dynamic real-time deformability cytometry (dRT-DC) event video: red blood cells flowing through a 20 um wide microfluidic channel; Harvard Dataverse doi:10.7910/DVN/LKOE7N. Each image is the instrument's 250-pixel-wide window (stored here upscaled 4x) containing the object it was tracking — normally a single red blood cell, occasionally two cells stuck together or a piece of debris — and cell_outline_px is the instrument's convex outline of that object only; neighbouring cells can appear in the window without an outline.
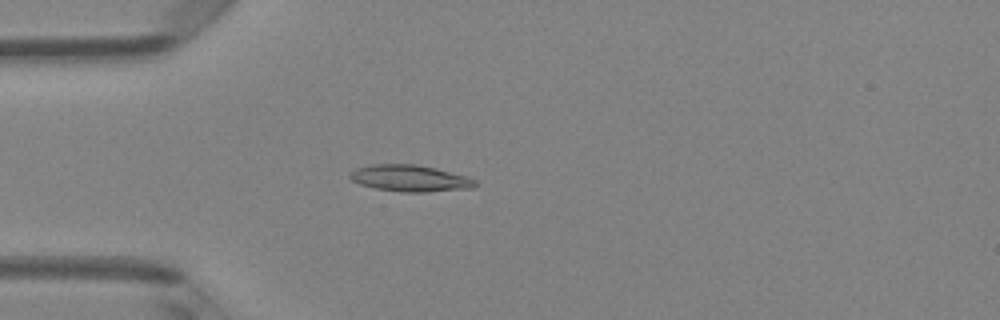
{"species": "Egyptian fruit bat (a non-hibernating species)", "species_latin": "Rousettus aegyptiacus", "temperature_condition": "room temperature", "stored_images_in_passage": 3, "camera_frame_rate_fps": 3000, "um_per_image_px": 0.085, "animal": {"sex": "female"}, "frame": {"image": 1, "passage_image": 3, "time_ms": 0.667, "image_size_px": [1000, 320], "cell_outline_px": [[476, 188], [428, 192], [404, 192], [376, 188], [360, 184], [352, 180], [348, 176], [356, 168], [372, 164], [416, 164], [436, 168], [468, 176], [476, 180]], "centroid_in_image_um": [34.9, 15.15], "position_along_channel_um": 50.1, "area_um2": 19.48}}